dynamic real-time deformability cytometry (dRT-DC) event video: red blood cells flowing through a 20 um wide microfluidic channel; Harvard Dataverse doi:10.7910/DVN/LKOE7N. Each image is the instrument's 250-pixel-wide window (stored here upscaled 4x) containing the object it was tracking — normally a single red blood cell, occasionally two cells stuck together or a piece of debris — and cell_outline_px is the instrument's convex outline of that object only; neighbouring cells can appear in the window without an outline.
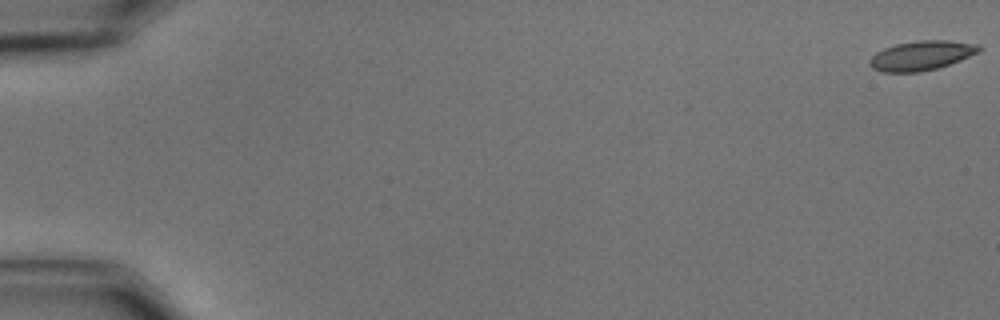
{"species": "common noctule bat (a hibernating species)", "species_latin": "Nyctalus noctula", "temperature_condition": "cold", "stored_images_in_passage": 60, "segment_of_instrument_passage": [1, 2], "camera_frame_rate_fps": 3000, "um_per_image_px": 0.085, "animal": {"sex": "male", "body_mass_g": 15.6}, "frame": {"image": 1, "passage_image": 1, "time_ms": 0.0, "image_size_px": [1000, 320], "cell_outline_px": [[980, 52], [960, 60], [936, 68], [920, 72], [880, 72], [872, 68], [868, 64], [868, 60], [876, 52], [884, 48], [896, 44], [920, 40], [948, 40], [980, 44]], "centroid_in_image_um": [78.3, 4.72], "position_along_channel_um": 6.7, "area_um2": 18.84}}
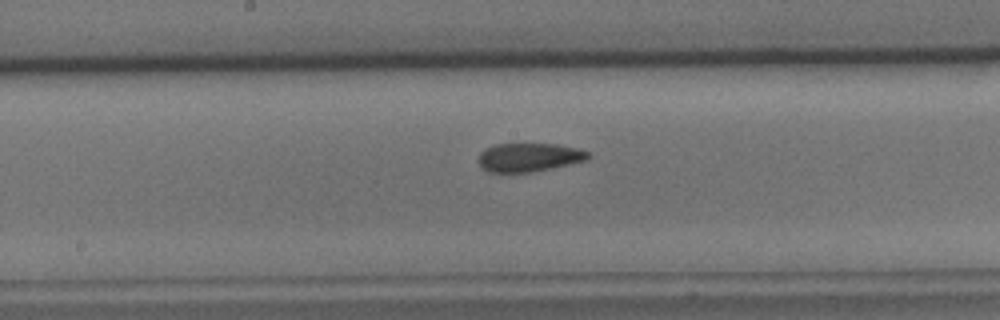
{"frame": {"image": 2, "passage_image": 32, "time_ms": 10.333, "image_size_px": [1000, 320], "cell_outline_px": [[592, 156], [584, 160], [568, 164], [532, 172], [488, 172], [480, 164], [480, 152], [496, 144], [556, 144], [576, 148], [588, 152]], "centroid_in_image_um": [44.97, 13.37], "position_along_channel_um": 203.2, "area_um2": 17.86}}
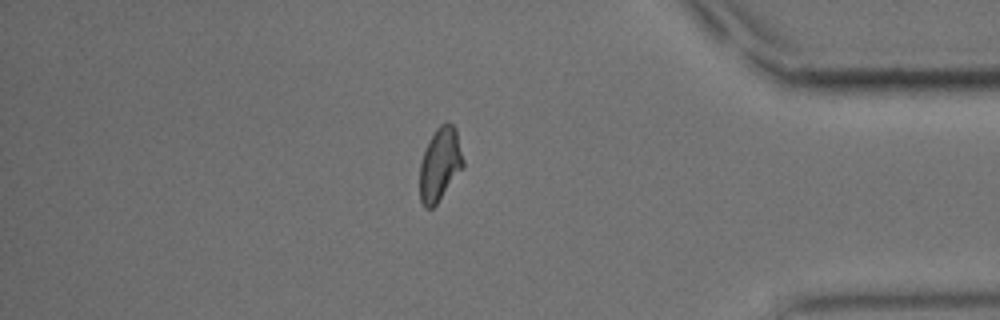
{"frame": {"image": 3, "passage_image": 51, "time_ms": 16.667, "image_size_px": [1000, 320], "cell_outline_px": [[464, 168], [436, 204], [432, 208], [424, 208], [420, 200], [420, 164], [428, 140], [436, 128], [440, 124], [448, 120], [456, 128], [464, 160]], "centroid_in_image_um": [37.41, 13.94], "position_along_channel_um": 397.8, "area_um2": 18.79}}